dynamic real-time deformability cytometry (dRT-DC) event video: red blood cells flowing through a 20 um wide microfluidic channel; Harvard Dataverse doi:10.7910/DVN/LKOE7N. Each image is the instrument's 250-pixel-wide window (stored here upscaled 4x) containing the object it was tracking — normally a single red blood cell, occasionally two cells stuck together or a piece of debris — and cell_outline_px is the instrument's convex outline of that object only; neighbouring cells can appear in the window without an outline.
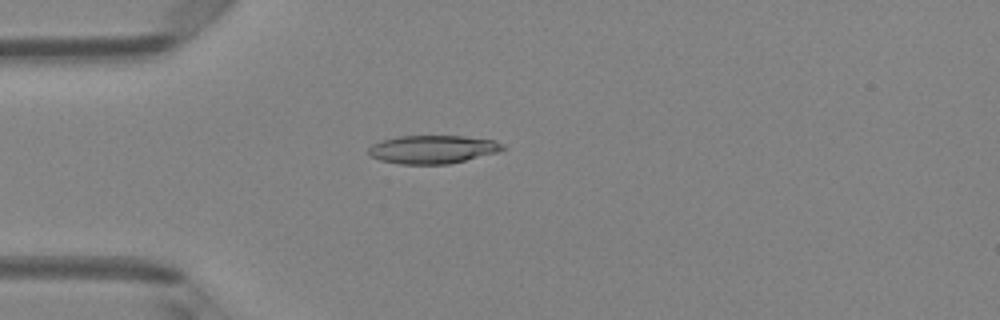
{"species": "Egyptian fruit bat (a non-hibernating species)", "species_latin": "Rousettus aegyptiacus", "temperature_condition": "room temperature", "stored_images_in_passage": 4, "camera_frame_rate_fps": 3000, "um_per_image_px": 0.085, "animal": {"sex": "female"}, "frame": {"image": 1, "passage_image": 4, "time_ms": 1.0, "image_size_px": [1000, 320], "cell_outline_px": [[508, 148], [496, 152], [448, 164], [400, 164], [380, 160], [368, 156], [368, 148], [372, 144], [380, 140], [400, 136], [464, 136], [492, 140], [504, 144]], "centroid_in_image_um": [36.73, 12.69], "position_along_channel_um": 48.3, "area_um2": 22.08}}